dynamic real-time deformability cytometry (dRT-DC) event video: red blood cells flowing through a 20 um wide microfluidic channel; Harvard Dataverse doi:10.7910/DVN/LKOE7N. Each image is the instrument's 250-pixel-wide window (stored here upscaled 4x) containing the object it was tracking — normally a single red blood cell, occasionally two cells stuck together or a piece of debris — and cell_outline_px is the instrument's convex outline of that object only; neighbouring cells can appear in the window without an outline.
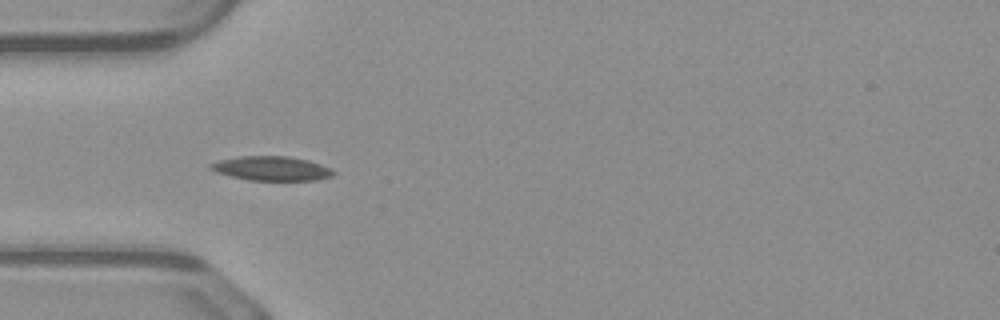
{"species": "common noctule bat (a hibernating species)", "species_latin": "Nyctalus noctula", "temperature_condition": "warm", "stored_images_in_passage": 36, "camera_frame_rate_fps": 3000, "um_per_image_px": 0.085, "animal": {"sex": "male", "body_mass_g": 23.1, "forearm_length_mm": 52.7}, "frame": {"image": 1, "passage_image": 1, "time_ms": 0.0, "image_size_px": [1000, 320], "cell_outline_px": [[336, 172], [332, 176], [316, 180], [248, 180], [216, 172], [208, 168], [208, 164], [220, 160], [240, 156], [288, 156], [308, 160], [332, 168]], "centroid_in_image_um": [23.09, 14.31], "position_along_channel_um": 61.9, "area_um2": 17.4}}
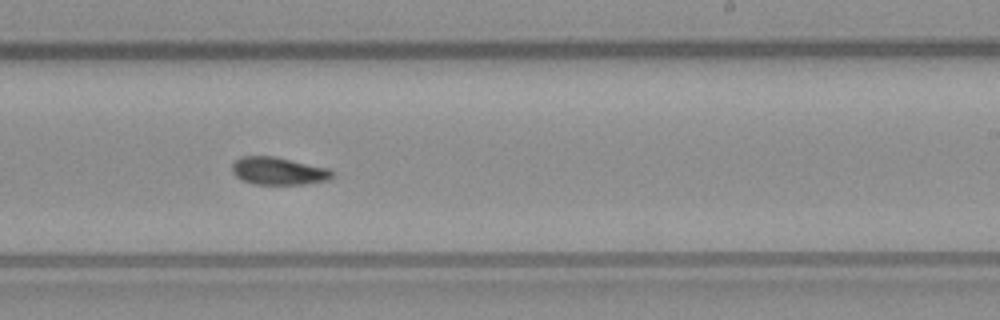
{"frame": {"image": 2, "passage_image": 16, "time_ms": 5.0, "image_size_px": [1000, 320], "cell_outline_px": [[332, 176], [328, 180], [304, 184], [252, 184], [240, 180], [232, 172], [232, 164], [240, 156], [276, 156], [328, 168], [332, 172]], "centroid_in_image_um": [23.62, 14.53], "position_along_channel_um": 265.4, "area_um2": 16.18}}
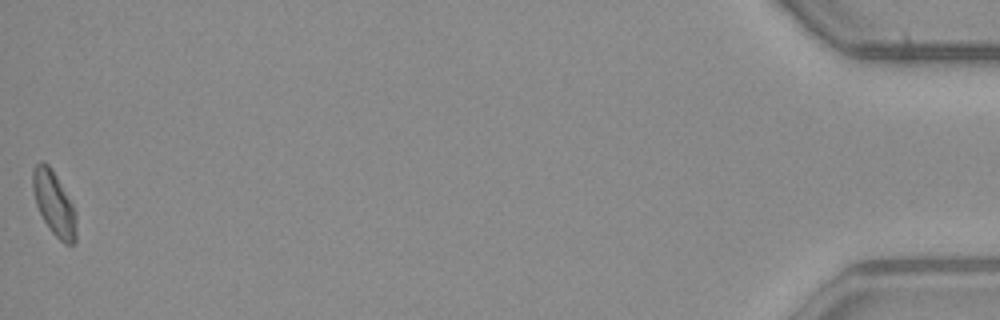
{"frame": {"image": 3, "passage_image": 36, "time_ms": 11.667, "image_size_px": [1000, 320], "cell_outline_px": [[76, 240], [72, 244], [64, 244], [52, 232], [44, 220], [36, 204], [32, 188], [32, 168], [40, 160], [44, 160], [52, 168], [72, 204], [76, 212]], "centroid_in_image_um": [4.58, 17.25], "position_along_channel_um": 430.6, "area_um2": 16.24}}